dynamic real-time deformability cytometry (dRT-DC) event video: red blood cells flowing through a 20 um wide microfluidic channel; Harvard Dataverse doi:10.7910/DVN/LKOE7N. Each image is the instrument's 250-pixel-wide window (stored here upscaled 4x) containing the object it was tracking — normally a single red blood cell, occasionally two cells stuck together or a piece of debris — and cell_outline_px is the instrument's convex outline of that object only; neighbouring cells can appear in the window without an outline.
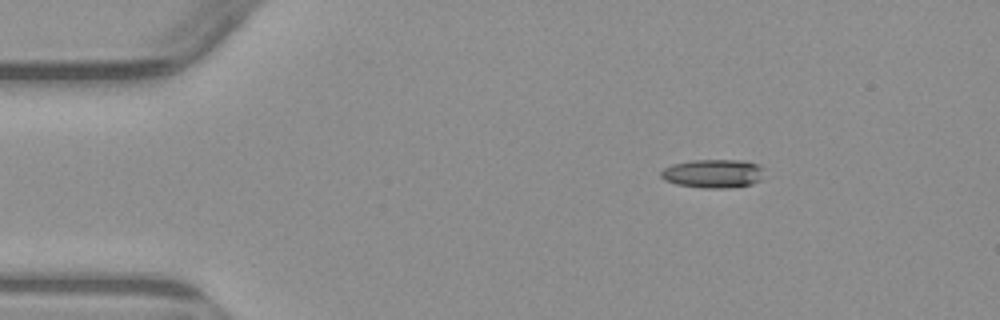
{"species": "common noctule bat (a hibernating species)", "species_latin": "Nyctalus noctula", "temperature_condition": "warm", "stored_images_in_passage": 4, "camera_frame_rate_fps": 3000, "um_per_image_px": 0.085, "animal": {"sex": "male", "body_mass_g": 23.1, "forearm_length_mm": 52.7}, "frame": {"image": 1, "passage_image": 4, "time_ms": 4.667, "image_size_px": [1000, 320], "cell_outline_px": [[764, 168], [760, 180], [752, 184], [728, 188], [704, 188], [676, 184], [664, 180], [660, 176], [660, 172], [664, 168], [672, 164], [692, 160], [744, 160], [760, 164]], "centroid_in_image_um": [60.63, 14.74], "position_along_channel_um": 24.4, "area_um2": 17.4}}